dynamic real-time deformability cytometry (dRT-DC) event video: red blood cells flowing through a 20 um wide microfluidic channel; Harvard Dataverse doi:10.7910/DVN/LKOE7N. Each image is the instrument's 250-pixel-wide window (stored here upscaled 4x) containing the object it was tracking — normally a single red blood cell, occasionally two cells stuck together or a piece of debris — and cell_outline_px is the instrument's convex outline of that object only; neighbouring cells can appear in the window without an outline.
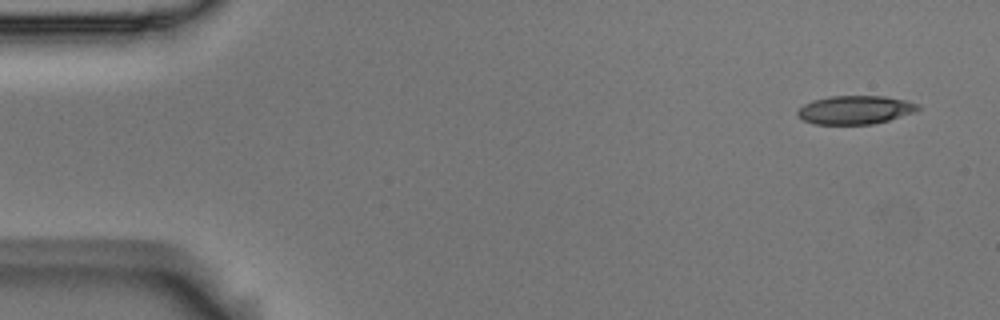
{"species": "Egyptian fruit bat (a non-hibernating species)", "species_latin": "Rousettus aegyptiacus", "temperature_condition": "room temperature", "stored_images_in_passage": 9, "camera_frame_rate_fps": 3000, "um_per_image_px": 0.085, "animal": {"sex": "male"}, "frame": {"image": 1, "passage_image": 1, "time_ms": 0.0, "image_size_px": [1000, 320], "cell_outline_px": [[920, 108], [916, 112], [888, 120], [872, 124], [812, 124], [796, 116], [796, 112], [804, 104], [812, 100], [832, 96], [884, 96], [908, 100], [920, 104]], "centroid_in_image_um": [72.7, 9.33], "position_along_channel_um": 12.3, "area_um2": 20.17}}
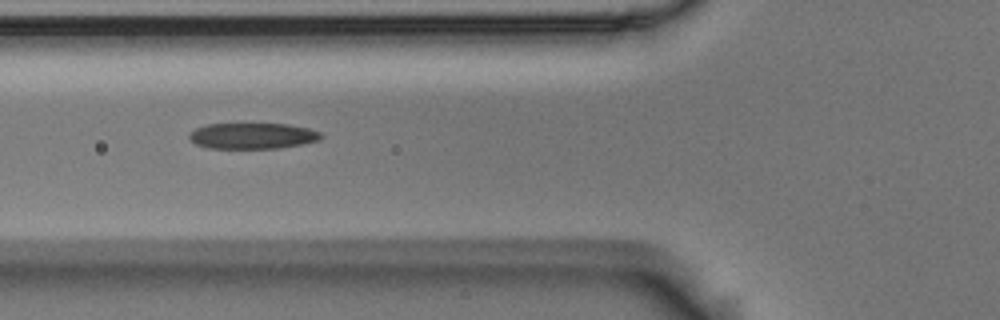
{"frame": {"image": 2, "passage_image": 6, "time_ms": 1.667, "image_size_px": [1000, 320], "cell_outline_px": [[324, 136], [320, 140], [300, 144], [276, 148], [208, 148], [196, 144], [188, 140], [188, 132], [196, 128], [208, 124], [288, 124], [308, 128], [320, 132]], "centroid_in_image_um": [21.43, 11.54], "position_along_channel_um": 104.4, "area_um2": 19.94}}
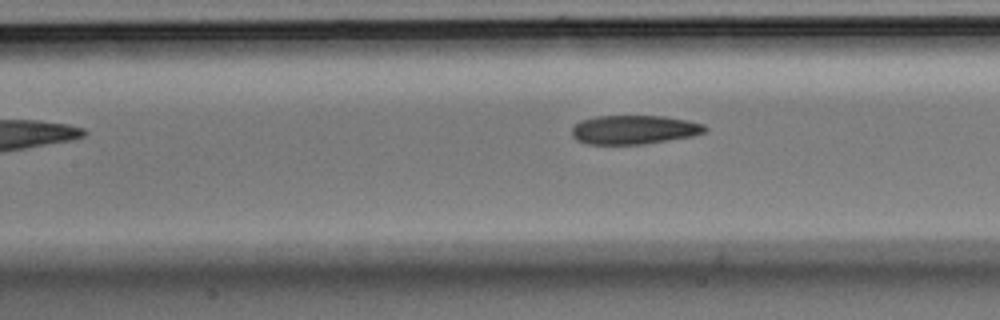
{"frame": {"image": 3, "passage_image": 9, "time_ms": 2.667, "image_size_px": [1000, 320], "cell_outline_px": [[708, 128], [704, 132], [692, 136], [644, 144], [588, 144], [576, 140], [572, 136], [572, 128], [580, 120], [596, 116], [664, 116], [704, 124]], "centroid_in_image_um": [53.87, 11.02], "position_along_channel_um": 153.5, "area_um2": 22.37}}